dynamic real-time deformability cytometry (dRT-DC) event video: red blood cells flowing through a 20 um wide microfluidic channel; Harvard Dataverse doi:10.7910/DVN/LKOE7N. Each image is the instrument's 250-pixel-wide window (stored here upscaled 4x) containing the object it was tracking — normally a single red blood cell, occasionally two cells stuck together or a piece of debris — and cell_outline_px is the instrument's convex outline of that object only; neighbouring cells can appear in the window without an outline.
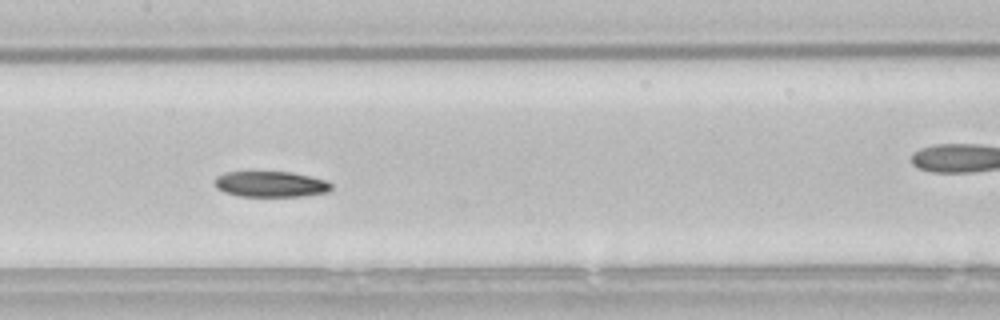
{"species": "common noctule bat (a hibernating species)", "species_latin": "Nyctalus noctula", "temperature_condition": "room temperature", "stored_images_in_passage": 50, "camera_frame_rate_fps": 3000, "um_per_image_px": 0.085, "animal": {"sex": "male", "body_mass_g": 21.5, "forearm_length_mm": 52.0}, "frame": {"image": 1, "passage_image": 22, "time_ms": 7.0, "image_size_px": [1000, 320], "cell_outline_px": [[332, 188], [328, 192], [304, 196], [240, 196], [224, 192], [216, 188], [212, 180], [216, 176], [224, 172], [292, 172], [324, 180], [332, 184]], "centroid_in_image_um": [22.96, 15.65], "position_along_channel_um": 184.4, "area_um2": 17.57}, "authors_computed_cell_mechanics": {"area_um2": 18.6983, "velocity_mm_per_s": 3.7905, "shape_relaxation_time_tau1_ms": 6.4408, "shape_relaxation_time_tau2_ms": null, "deformation_change_tau1": 0.1425, "deformation_change_tau2": null}}